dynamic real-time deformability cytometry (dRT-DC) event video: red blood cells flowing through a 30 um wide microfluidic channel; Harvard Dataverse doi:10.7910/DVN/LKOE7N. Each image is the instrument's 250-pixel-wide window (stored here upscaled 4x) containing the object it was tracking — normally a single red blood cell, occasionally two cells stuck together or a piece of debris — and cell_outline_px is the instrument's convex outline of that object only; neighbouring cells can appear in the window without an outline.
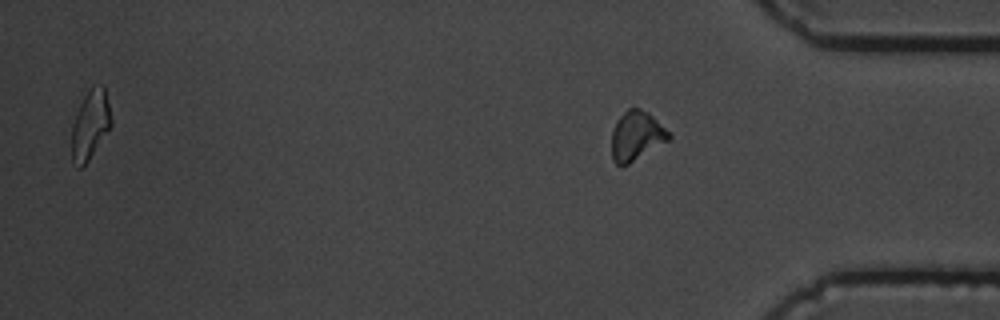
{"species": "common noctule bat (a hibernating species)", "species_latin": "Nyctalus noctula", "temperature_condition": "cold", "stored_images_in_passage": 16, "segment_of_instrument_passage": [2, 2], "camera_frame_rate_fps": 3000, "um_per_image_px": 0.085, "animal": {"sex": "male", "body_mass_g": 19.5, "forearm_length_mm": 54.6}, "frame": {"image": 1, "passage_image": 16, "time_ms": 18.0, "image_size_px": [1000, 320], "cell_outline_px": [[672, 136], [668, 140], [628, 164], [620, 168], [612, 160], [612, 128], [616, 120], [628, 108], [640, 108], [648, 112]], "centroid_in_image_um": [54.04, 11.55], "position_along_channel_um": 381.2, "area_um2": 16.3}}